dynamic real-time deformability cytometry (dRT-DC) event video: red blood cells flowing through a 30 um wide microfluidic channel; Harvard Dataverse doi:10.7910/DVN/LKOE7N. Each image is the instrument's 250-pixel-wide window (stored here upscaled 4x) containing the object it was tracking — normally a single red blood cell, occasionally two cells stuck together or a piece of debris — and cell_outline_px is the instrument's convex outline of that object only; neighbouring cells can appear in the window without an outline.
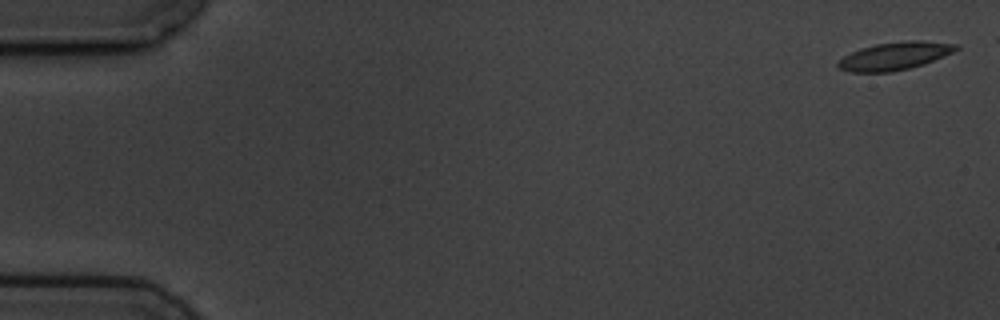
{"species": "common noctule bat (a hibernating species)", "species_latin": "Nyctalus noctula", "temperature_condition": "cold", "stored_images_in_passage": 13, "camera_frame_rate_fps": 3000, "um_per_image_px": 0.085, "animal": {"sex": "male", "body_mass_g": 19.5, "forearm_length_mm": 54.6}, "frame": {"image": 1, "passage_image": 1, "time_ms": 0.0, "image_size_px": [1000, 320], "cell_outline_px": [[960, 48], [952, 52], [924, 64], [892, 72], [852, 72], [840, 68], [836, 64], [844, 56], [860, 48], [876, 44], [908, 40], [920, 40], [960, 44]], "centroid_in_image_um": [76.08, 4.75], "position_along_channel_um": 8.9, "area_um2": 19.02}}
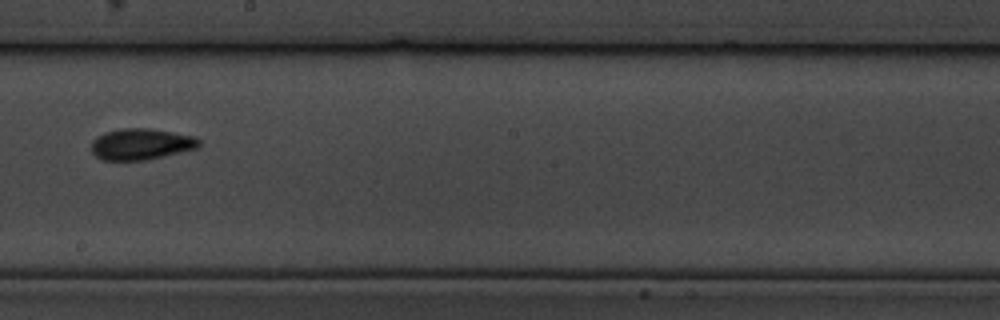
{"frame": {"image": 2, "passage_image": 8, "time_ms": 10.333, "image_size_px": [1000, 320], "cell_outline_px": [[200, 144], [196, 148], [148, 160], [104, 160], [96, 156], [92, 152], [92, 144], [100, 136], [108, 132], [124, 128], [148, 128], [196, 136], [200, 140]], "centroid_in_image_um": [12.05, 12.26], "position_along_channel_um": 236.2, "area_um2": 19.25}}
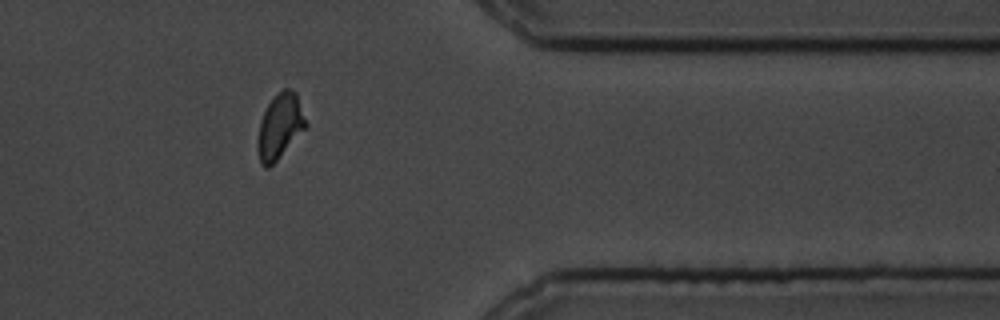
{"frame": {"image": 3, "passage_image": 12, "time_ms": 15.0, "image_size_px": [1000, 320], "cell_outline_px": [[308, 124], [276, 160], [268, 168], [264, 168], [260, 164], [256, 148], [256, 144], [260, 120], [268, 104], [284, 88], [292, 88], [296, 92]], "centroid_in_image_um": [23.76, 10.74], "position_along_channel_um": 387.6, "area_um2": 18.03}, "authors_computed_cell_mechanics": {"area_um2": 18.785, "velocity_mm_per_s": 3.5602, "shape_relaxation_time_tau1_ms": 3.2483, "shape_relaxation_time_tau2_ms": 0.9949, "deformation_change_tau1": 0.0699, "deformation_change_tau2": 0.0289}}